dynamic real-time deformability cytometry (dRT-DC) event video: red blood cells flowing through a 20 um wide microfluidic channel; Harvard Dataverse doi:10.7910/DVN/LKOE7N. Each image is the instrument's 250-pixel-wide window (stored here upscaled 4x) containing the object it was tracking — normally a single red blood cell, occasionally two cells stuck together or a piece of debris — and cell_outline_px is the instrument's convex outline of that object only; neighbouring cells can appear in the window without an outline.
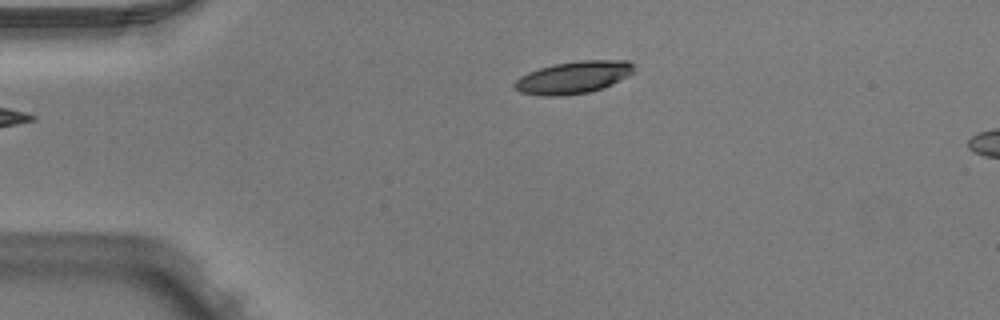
{"species": "Egyptian fruit bat (a non-hibernating species)", "species_latin": "Rousettus aegyptiacus", "temperature_condition": "warm", "stored_images_in_passage": 6, "camera_frame_rate_fps": 3000, "um_per_image_px": 0.085, "animal": {"sex": "male"}, "frame": {"image": 1, "passage_image": 1, "time_ms": 0.0, "image_size_px": [1000, 320], "cell_outline_px": [[636, 68], [628, 76], [612, 84], [588, 92], [560, 96], [544, 96], [520, 92], [512, 84], [520, 76], [528, 72], [540, 68], [556, 64], [580, 60], [628, 60], [636, 64]], "centroid_in_image_um": [48.77, 6.57], "position_along_channel_um": 36.2, "area_um2": 22.43}}